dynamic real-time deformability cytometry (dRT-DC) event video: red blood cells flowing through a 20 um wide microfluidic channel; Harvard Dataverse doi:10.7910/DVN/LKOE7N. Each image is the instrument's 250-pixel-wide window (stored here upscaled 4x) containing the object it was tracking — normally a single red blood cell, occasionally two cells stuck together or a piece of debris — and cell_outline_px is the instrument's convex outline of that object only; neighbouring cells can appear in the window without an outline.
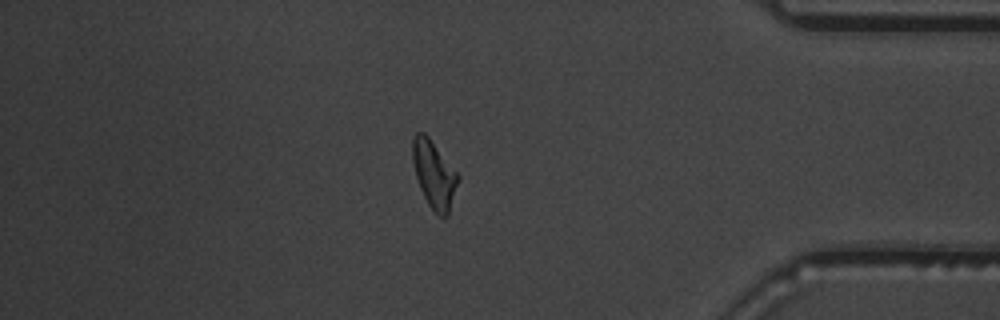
{"species": "common noctule bat (a hibernating species)", "species_latin": "Nyctalus noctula", "temperature_condition": "warm", "stored_images_in_passage": 56, "segment_of_instrument_passage": [2, 2], "camera_frame_rate_fps": 3000, "um_per_image_px": 0.085, "animal": {"sex": "male", "body_mass_g": 19.5, "forearm_length_mm": 54.6}, "frame": {"image": 1, "passage_image": 56, "time_ms": 18.333, "image_size_px": [1000, 320], "cell_outline_px": [[460, 180], [448, 216], [440, 216], [428, 204], [420, 188], [416, 176], [412, 160], [412, 140], [416, 132], [424, 132], [428, 136], [460, 176]], "centroid_in_image_um": [36.91, 14.82], "position_along_channel_um": 398.3, "area_um2": 17.8}}